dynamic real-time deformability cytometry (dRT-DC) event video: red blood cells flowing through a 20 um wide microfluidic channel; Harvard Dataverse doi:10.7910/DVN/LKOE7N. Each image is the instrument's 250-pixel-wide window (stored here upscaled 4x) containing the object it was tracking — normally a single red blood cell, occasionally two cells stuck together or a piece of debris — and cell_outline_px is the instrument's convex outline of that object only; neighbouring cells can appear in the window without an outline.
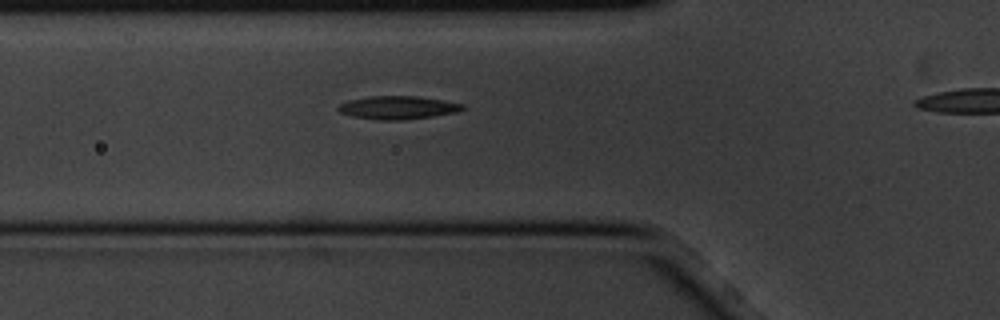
{"species": "common noctule bat (a hibernating species)", "species_latin": "Nyctalus noctula", "temperature_condition": "cold", "stored_images_in_passage": 3, "segment_of_instrument_passage": [1, 2], "camera_frame_rate_fps": 3000, "um_per_image_px": 0.085, "animal": {"sex": "male", "body_mass_g": 20.1, "forearm_length_mm": 53.5}, "frame": {"image": 1, "passage_image": 2, "time_ms": 0.333, "image_size_px": [1000, 320], "cell_outline_px": [[468, 108], [456, 112], [432, 116], [400, 120], [380, 120], [352, 116], [340, 112], [336, 108], [340, 104], [348, 100], [368, 96], [416, 96], [444, 100], [464, 104]], "centroid_in_image_um": [33.83, 9.13], "position_along_channel_um": 92.0, "area_um2": 16.82}}